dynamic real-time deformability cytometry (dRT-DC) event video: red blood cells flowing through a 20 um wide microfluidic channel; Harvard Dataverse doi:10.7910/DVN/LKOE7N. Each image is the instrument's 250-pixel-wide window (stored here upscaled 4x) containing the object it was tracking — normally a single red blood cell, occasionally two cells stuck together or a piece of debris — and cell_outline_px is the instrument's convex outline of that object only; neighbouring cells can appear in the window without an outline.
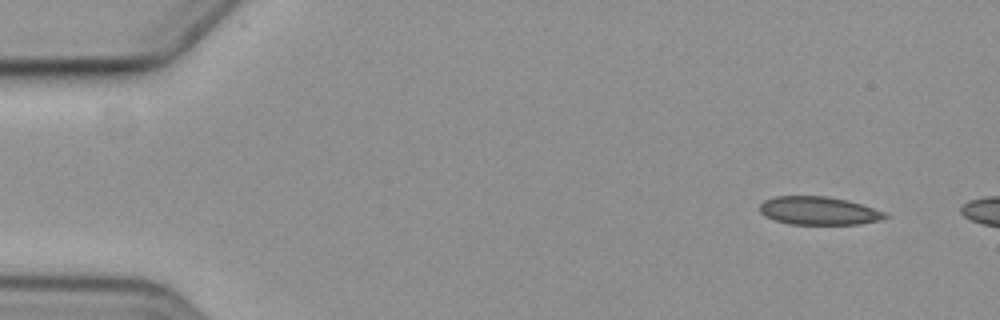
{"species": "common noctule bat (a hibernating species)", "species_latin": "Nyctalus noctula", "temperature_condition": "cold", "stored_images_in_passage": 4, "camera_frame_rate_fps": 3000, "um_per_image_px": 0.085, "animal": {"sex": "female", "body_mass_g": 19.3, "forearm_length_mm": 54.1}, "frame": {"image": 1, "passage_image": 1, "time_ms": 0.0, "image_size_px": [1000, 320], "cell_outline_px": [[892, 216], [880, 220], [860, 224], [788, 224], [764, 216], [760, 212], [760, 204], [764, 200], [776, 196], [828, 196], [848, 200], [884, 212]], "centroid_in_image_um": [69.59, 17.91], "position_along_channel_um": 15.4, "area_um2": 20.63}}